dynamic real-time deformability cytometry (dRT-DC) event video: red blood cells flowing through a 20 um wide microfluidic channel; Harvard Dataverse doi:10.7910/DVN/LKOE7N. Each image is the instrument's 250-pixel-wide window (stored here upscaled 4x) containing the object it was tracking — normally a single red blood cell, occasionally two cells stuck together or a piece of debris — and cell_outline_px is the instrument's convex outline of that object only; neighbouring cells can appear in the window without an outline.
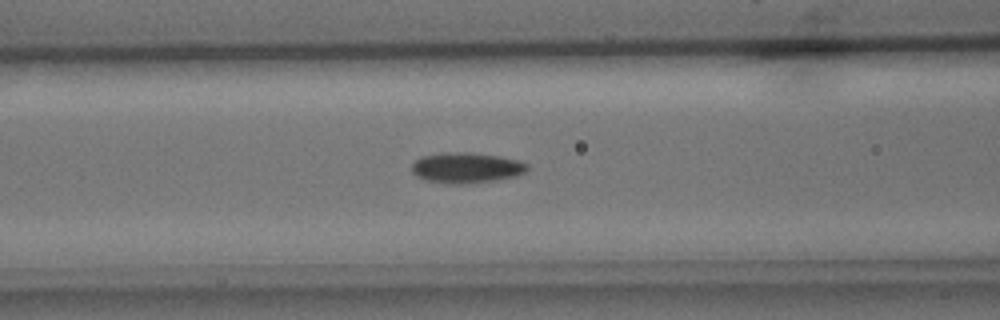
{"species": "common noctule bat (a hibernating species)", "species_latin": "Nyctalus noctula", "temperature_condition": "cold", "stored_images_in_passage": 7, "camera_frame_rate_fps": 3000, "um_per_image_px": 0.085, "animal": {"sex": "male", "body_mass_g": 15.6}, "frame": {"image": 1, "passage_image": 7, "time_ms": 8.0, "image_size_px": [1000, 320], "cell_outline_px": [[528, 168], [524, 172], [516, 176], [496, 180], [464, 184], [456, 184], [428, 180], [416, 176], [412, 172], [412, 164], [420, 156], [440, 152], [472, 152], [496, 156], [516, 160], [528, 164]], "centroid_in_image_um": [39.61, 14.25], "position_along_channel_um": 127.0, "area_um2": 20.46}}